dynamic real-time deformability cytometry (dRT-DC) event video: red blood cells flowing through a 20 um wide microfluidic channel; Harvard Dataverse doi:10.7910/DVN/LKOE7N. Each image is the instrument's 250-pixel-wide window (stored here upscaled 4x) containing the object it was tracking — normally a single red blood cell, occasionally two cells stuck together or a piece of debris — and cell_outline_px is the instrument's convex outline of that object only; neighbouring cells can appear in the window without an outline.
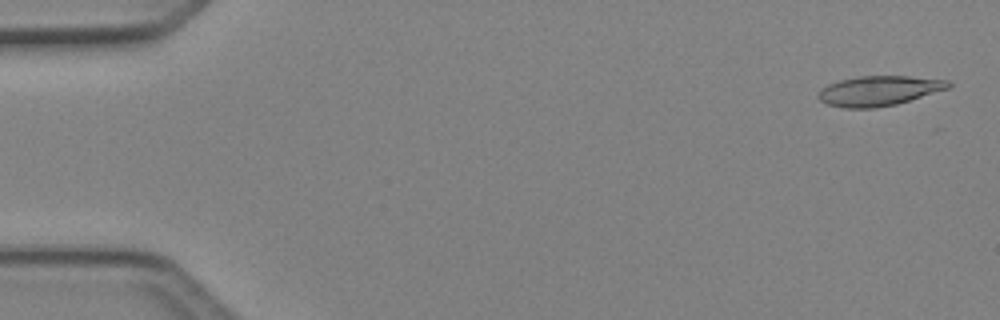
{"species": "Egyptian fruit bat (a non-hibernating species)", "species_latin": "Rousettus aegyptiacus", "temperature_condition": "cold", "stored_images_in_passage": 49, "camera_frame_rate_fps": 3000, "um_per_image_px": 0.085, "animal": {"sex": "female"}, "frame": {"image": 1, "passage_image": 2, "time_ms": 0.333, "image_size_px": [1000, 320], "cell_outline_px": [[952, 84], [948, 88], [896, 104], [876, 108], [844, 108], [828, 104], [820, 100], [816, 96], [820, 88], [828, 84], [840, 80], [860, 76], [908, 76], [948, 80]], "centroid_in_image_um": [74.66, 7.71], "position_along_channel_um": 10.3, "area_um2": 22.54}}
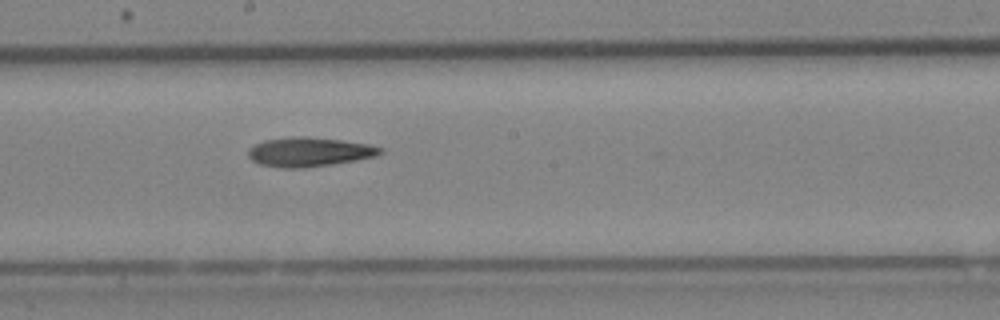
{"frame": {"image": 2, "passage_image": 27, "time_ms": 8.667, "image_size_px": [1000, 320], "cell_outline_px": [[384, 152], [376, 156], [332, 164], [300, 168], [284, 168], [260, 164], [252, 160], [248, 156], [248, 148], [264, 140], [292, 136], [308, 136], [340, 140], [368, 144], [384, 148]], "centroid_in_image_um": [26.28, 12.9], "position_along_channel_um": 221.9, "area_um2": 22.48}}
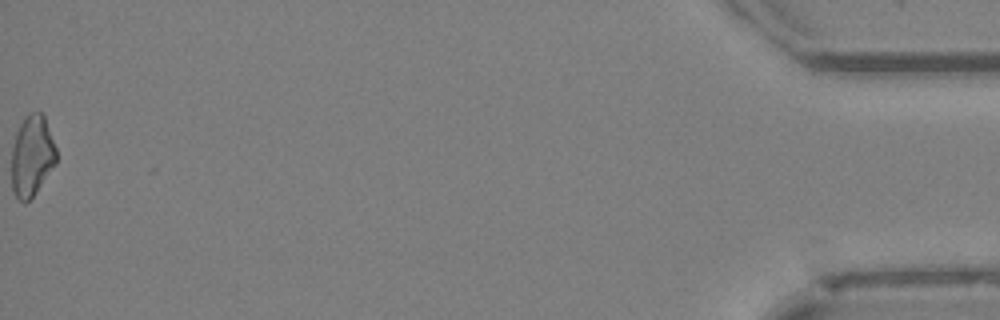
{"frame": {"image": 3, "passage_image": 49, "time_ms": 16.0, "image_size_px": [1000, 320], "cell_outline_px": [[56, 164], [36, 192], [24, 204], [12, 192], [12, 148], [16, 132], [20, 124], [28, 112], [40, 112], [44, 116], [56, 148]], "centroid_in_image_um": [2.71, 13.25], "position_along_channel_um": 432.5, "area_um2": 21.04}}